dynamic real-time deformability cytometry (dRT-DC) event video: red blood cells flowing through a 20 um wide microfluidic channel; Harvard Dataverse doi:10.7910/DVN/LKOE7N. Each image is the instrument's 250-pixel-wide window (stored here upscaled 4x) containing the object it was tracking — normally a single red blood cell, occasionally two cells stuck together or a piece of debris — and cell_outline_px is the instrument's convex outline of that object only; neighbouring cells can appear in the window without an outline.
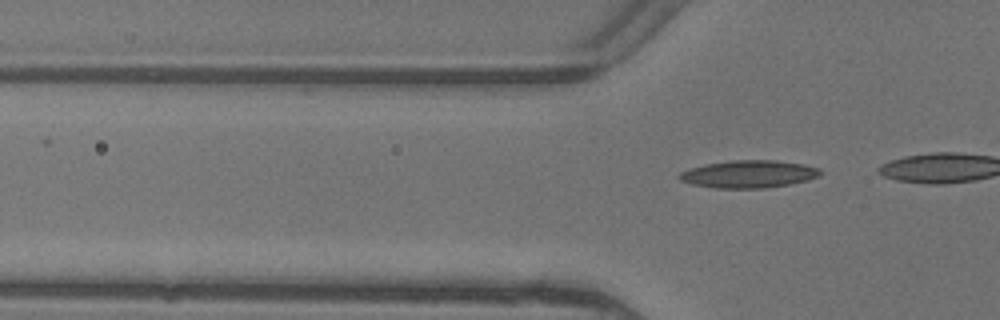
{"species": "common noctule bat (a hibernating species)", "species_latin": "Nyctalus noctula", "temperature_condition": "warm", "stored_images_in_passage": 6, "segment_of_instrument_passage": [2, 2], "camera_frame_rate_fps": 3000, "um_per_image_px": 0.085, "animal": {"sex": "female"}, "frame": {"image": 1, "passage_image": 6, "time_ms": 1.667, "image_size_px": [1000, 320], "cell_outline_px": [[824, 172], [820, 176], [808, 180], [788, 184], [764, 188], [716, 188], [692, 184], [680, 180], [676, 176], [680, 172], [688, 168], [704, 164], [732, 160], [776, 160], [804, 164], [820, 168]], "centroid_in_image_um": [63.64, 14.79], "position_along_channel_um": 62.2, "area_um2": 22.83}}